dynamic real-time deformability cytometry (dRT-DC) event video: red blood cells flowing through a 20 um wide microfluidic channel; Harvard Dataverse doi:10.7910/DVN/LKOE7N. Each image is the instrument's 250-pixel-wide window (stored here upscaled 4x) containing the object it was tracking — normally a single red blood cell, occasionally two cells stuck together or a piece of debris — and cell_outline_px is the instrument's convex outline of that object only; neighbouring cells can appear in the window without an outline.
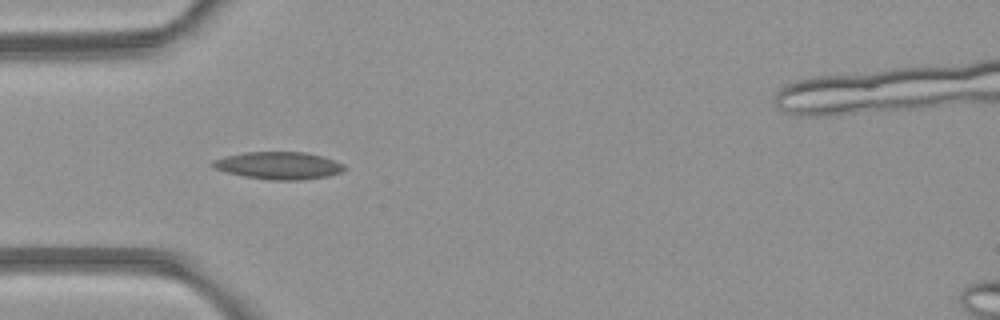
{"species": "common noctule bat (a hibernating species)", "species_latin": "Nyctalus noctula", "temperature_condition": "room temperature", "stored_images_in_passage": 6, "camera_frame_rate_fps": 3000, "um_per_image_px": 0.085, "animal": {"sex": "female", "body_mass_g": 21.9}, "frame": {"image": 1, "passage_image": 3, "time_ms": 2.0, "image_size_px": [1000, 320], "cell_outline_px": [[348, 168], [340, 172], [328, 176], [300, 180], [272, 180], [244, 176], [224, 172], [212, 168], [208, 164], [212, 160], [224, 156], [244, 152], [304, 152], [324, 156], [344, 164]], "centroid_in_image_um": [23.65, 14.06], "position_along_channel_um": 61.4, "area_um2": 21.33}}
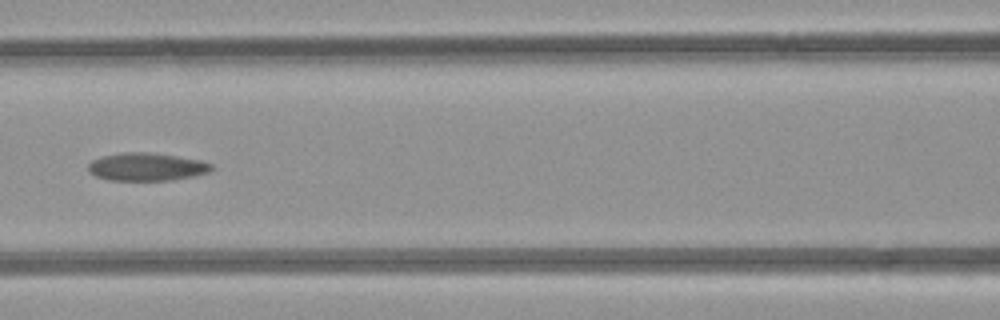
{"frame": {"image": 2, "passage_image": 5, "time_ms": 4.333, "image_size_px": [1000, 320], "cell_outline_px": [[216, 168], [208, 172], [192, 176], [172, 180], [108, 180], [96, 176], [88, 172], [88, 164], [92, 160], [100, 156], [120, 152], [148, 152], [176, 156], [200, 160], [212, 164]], "centroid_in_image_um": [12.44, 14.17], "position_along_channel_um": 154.2, "area_um2": 20.17}}
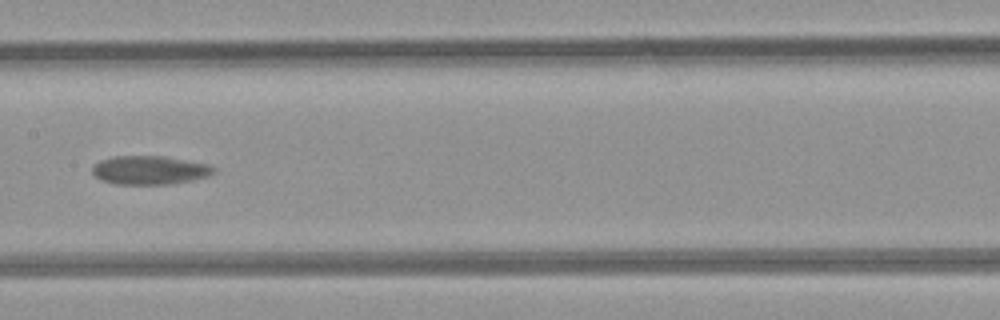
{"frame": {"image": 3, "passage_image": 6, "time_ms": 5.333, "image_size_px": [1000, 320], "cell_outline_px": [[216, 172], [208, 176], [192, 180], [172, 184], [112, 184], [96, 176], [92, 172], [92, 164], [100, 160], [116, 156], [164, 156], [208, 164], [216, 168]], "centroid_in_image_um": [12.73, 14.46], "position_along_channel_um": 194.7, "area_um2": 20.35}}